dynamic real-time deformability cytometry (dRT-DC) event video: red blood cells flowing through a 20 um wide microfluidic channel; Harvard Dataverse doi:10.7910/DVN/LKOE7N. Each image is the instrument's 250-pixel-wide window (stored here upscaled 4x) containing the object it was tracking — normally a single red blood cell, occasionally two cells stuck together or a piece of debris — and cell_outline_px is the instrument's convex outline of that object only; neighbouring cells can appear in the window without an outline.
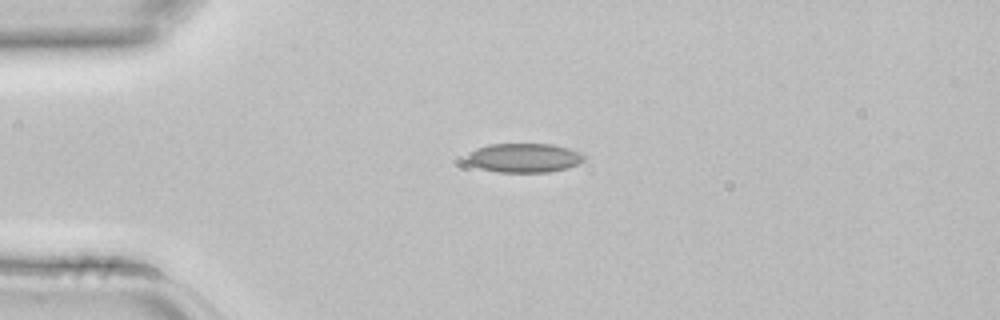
{"species": "common noctule bat (a hibernating species)", "species_latin": "Nyctalus noctula", "temperature_condition": "room temperature", "stored_images_in_passage": 2, "camera_frame_rate_fps": 3000, "um_per_image_px": 0.085, "animal": {"sex": "female", "body_mass_g": 22.7, "forearm_length_mm": 54.2}, "frame": {"image": 1, "passage_image": 1, "time_ms": 0.0, "image_size_px": [1000, 320], "cell_outline_px": [[584, 160], [568, 168], [548, 172], [496, 172], [480, 168], [472, 164], [464, 156], [468, 152], [476, 148], [488, 144], [552, 144], [568, 148], [580, 152], [584, 156]], "centroid_in_image_um": [44.52, 13.41], "position_along_channel_um": 40.5, "area_um2": 19.94}}
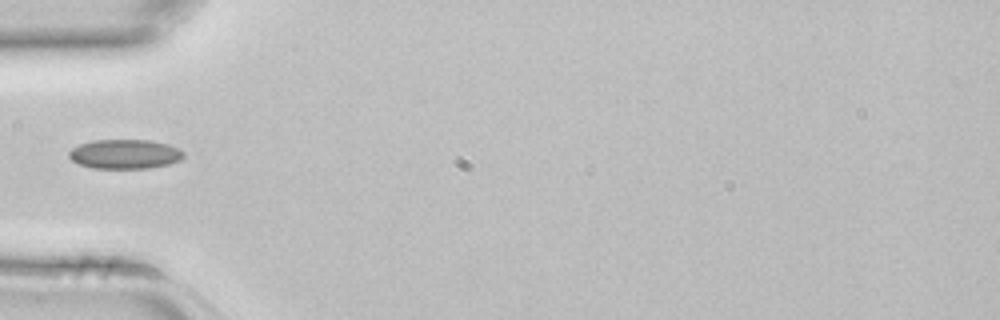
{"frame": {"image": 2, "passage_image": 2, "time_ms": 0.333, "image_size_px": [1000, 320], "cell_outline_px": [[184, 156], [180, 160], [168, 164], [148, 168], [92, 168], [80, 164], [72, 160], [68, 156], [68, 152], [72, 148], [80, 144], [92, 140], [148, 140], [168, 144], [184, 152]], "centroid_in_image_um": [10.59, 13.09], "position_along_channel_um": 74.4, "area_um2": 19.54}}